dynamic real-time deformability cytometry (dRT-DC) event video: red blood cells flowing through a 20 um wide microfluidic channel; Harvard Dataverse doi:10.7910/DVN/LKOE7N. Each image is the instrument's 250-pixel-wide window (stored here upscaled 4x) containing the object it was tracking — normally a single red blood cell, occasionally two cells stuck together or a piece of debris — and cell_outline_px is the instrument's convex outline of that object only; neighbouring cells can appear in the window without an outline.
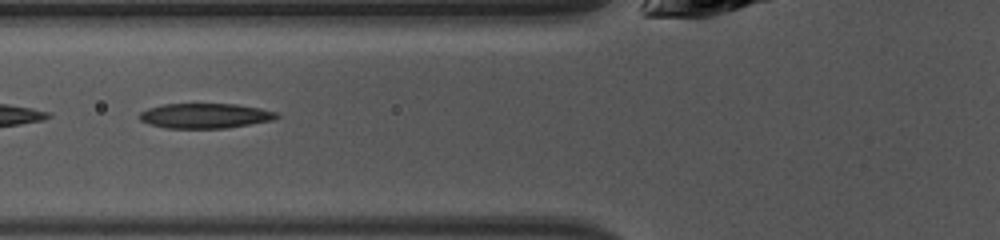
{"species": "common noctule bat (a hibernating species)", "species_latin": "Nyctalus noctula", "temperature_condition": "warm", "stored_images_in_passage": 38, "camera_frame_rate_fps": 3000, "um_per_image_px": 0.085, "animal": {"sex": "female", "body_mass_g": 10.0, "forearm_length_mm": 53.1}, "frame": {"image": 1, "passage_image": 10, "time_ms": 3.0, "image_size_px": [1000, 240], "cell_outline_px": [[280, 116], [272, 120], [224, 128], [164, 128], [148, 124], [140, 120], [140, 112], [148, 108], [164, 104], [236, 104], [260, 108], [276, 112]], "centroid_in_image_um": [17.4, 9.84], "position_along_channel_um": 108.4, "area_um2": 19.83}}
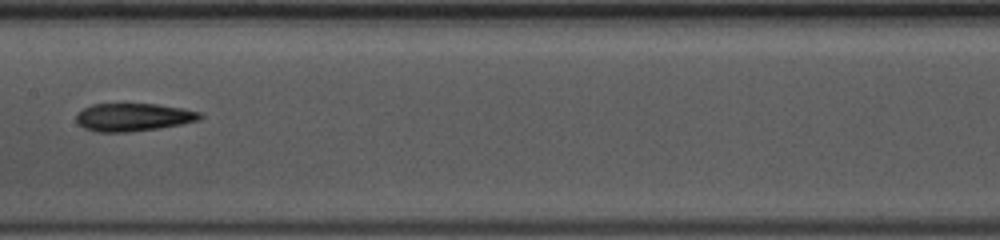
{"frame": {"image": 2, "passage_image": 16, "time_ms": 5.0, "image_size_px": [1000, 240], "cell_outline_px": [[204, 116], [200, 120], [160, 128], [128, 132], [96, 132], [84, 128], [76, 120], [76, 116], [84, 108], [92, 104], [156, 104], [184, 108], [200, 112]], "centroid_in_image_um": [11.36, 9.96], "position_along_channel_um": 196.0, "area_um2": 20.11}}
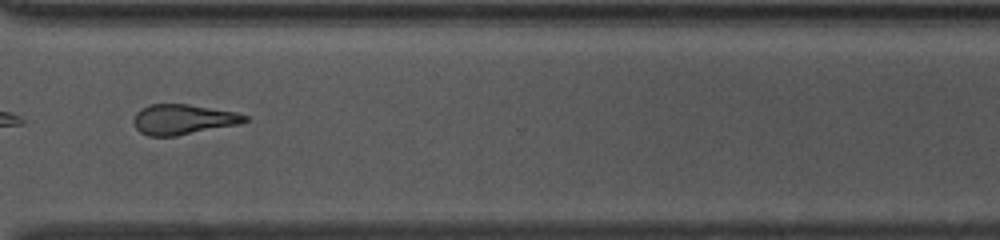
{"frame": {"image": 3, "passage_image": 27, "time_ms": 8.667, "image_size_px": [1000, 240], "cell_outline_px": [[248, 120], [240, 124], [176, 136], [148, 136], [140, 132], [136, 128], [132, 120], [136, 112], [140, 108], [148, 104], [188, 104], [236, 112], [248, 116]], "centroid_in_image_um": [15.54, 10.15], "position_along_channel_um": 355.1, "area_um2": 19.71}, "authors_computed_cell_mechanics": {"area_um2": 20.1144, "velocity_mm_per_s": 4.3448, "shape_relaxation_time_tau1_ms": null, "shape_relaxation_time_tau2_ms": 3.0013, "deformation_change_tau1": null, "deformation_change_tau2": 0.1449}}